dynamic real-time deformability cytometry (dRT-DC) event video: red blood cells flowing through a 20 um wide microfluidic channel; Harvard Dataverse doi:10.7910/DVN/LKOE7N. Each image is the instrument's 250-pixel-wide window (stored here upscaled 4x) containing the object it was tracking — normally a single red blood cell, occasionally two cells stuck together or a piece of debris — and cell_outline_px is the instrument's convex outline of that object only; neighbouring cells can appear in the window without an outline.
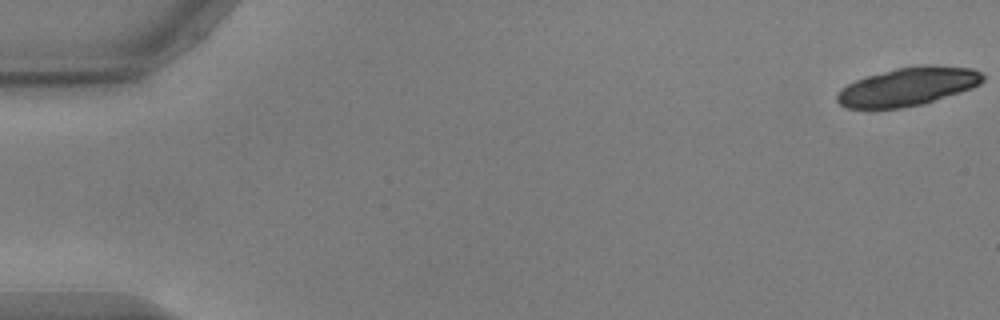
{"species": "common noctule bat (a hibernating species)", "species_latin": "Nyctalus noctula", "temperature_condition": "warm", "stored_images_in_passage": 20, "camera_frame_rate_fps": 3000, "um_per_image_px": 0.085, "animal": {"sex": "male", "body_mass_g": 17.9, "forearm_length_mm": 54.2}, "frame": {"image": 1, "passage_image": 1, "time_ms": 0.0, "image_size_px": [1000, 320], "cell_outline_px": [[984, 80], [980, 84], [972, 88], [924, 104], [900, 108], [872, 112], [868, 112], [848, 108], [840, 104], [836, 100], [836, 96], [840, 88], [856, 80], [868, 76], [896, 68], [920, 64], [932, 64], [972, 68], [980, 72], [984, 76]], "centroid_in_image_um": [77.12, 7.4], "position_along_channel_um": 7.9, "area_um2": 33.52}}